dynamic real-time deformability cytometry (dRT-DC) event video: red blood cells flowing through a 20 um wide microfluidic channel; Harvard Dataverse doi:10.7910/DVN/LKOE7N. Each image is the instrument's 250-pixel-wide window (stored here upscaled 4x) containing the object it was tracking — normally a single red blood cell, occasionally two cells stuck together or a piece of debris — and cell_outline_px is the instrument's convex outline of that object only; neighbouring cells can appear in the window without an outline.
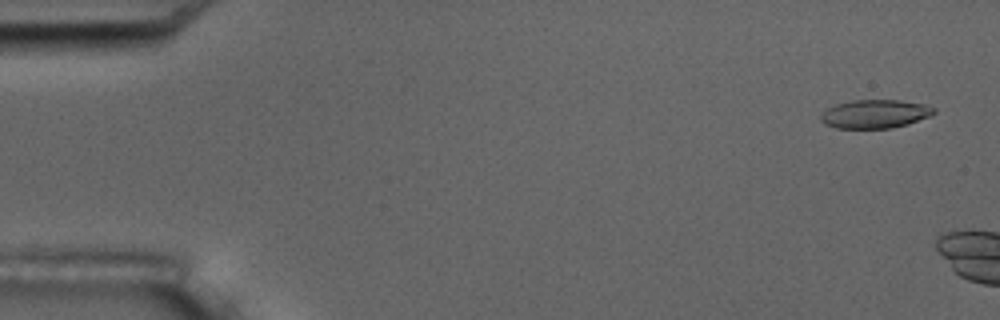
{"species": "common noctule bat (a hibernating species)", "species_latin": "Nyctalus noctula", "temperature_condition": "room temperature", "stored_images_in_passage": 7, "camera_frame_rate_fps": 3000, "um_per_image_px": 0.085, "animal": {"sex": "male", "body_mass_g": 17.5, "forearm_length_mm": 52.3}, "frame": {"image": 1, "passage_image": 1, "time_ms": 0.0, "image_size_px": [1000, 320], "cell_outline_px": [[936, 112], [932, 116], [908, 124], [892, 128], [836, 128], [824, 124], [820, 120], [820, 116], [828, 108], [836, 104], [852, 100], [900, 100], [924, 104], [936, 108]], "centroid_in_image_um": [74.41, 9.69], "position_along_channel_um": 10.6, "area_um2": 18.96}}